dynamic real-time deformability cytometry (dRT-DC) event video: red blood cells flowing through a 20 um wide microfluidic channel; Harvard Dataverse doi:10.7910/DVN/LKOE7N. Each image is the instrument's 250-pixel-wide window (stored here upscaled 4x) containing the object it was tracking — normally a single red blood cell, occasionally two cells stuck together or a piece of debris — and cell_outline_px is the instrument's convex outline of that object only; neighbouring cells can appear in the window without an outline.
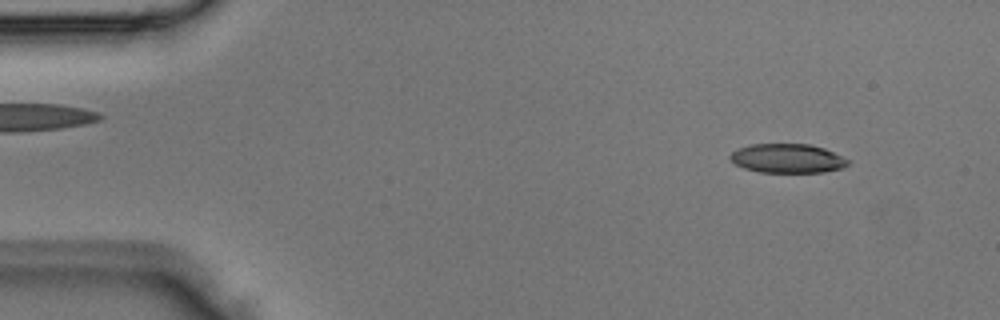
{"species": "Egyptian fruit bat (a non-hibernating species)", "species_latin": "Rousettus aegyptiacus", "temperature_condition": "room temperature", "stored_images_in_passage": 3, "segment_of_instrument_passage": [2, 2], "camera_frame_rate_fps": 3000, "um_per_image_px": 0.085, "animal": {"sex": "male"}, "frame": {"image": 1, "passage_image": 3, "time_ms": 0.667, "image_size_px": [1000, 320], "cell_outline_px": [[848, 164], [840, 168], [824, 172], [760, 172], [744, 168], [736, 164], [728, 156], [736, 148], [752, 144], [808, 144], [824, 148], [848, 160]], "centroid_in_image_um": [66.88, 13.46], "position_along_channel_um": 18.1, "area_um2": 19.77}}